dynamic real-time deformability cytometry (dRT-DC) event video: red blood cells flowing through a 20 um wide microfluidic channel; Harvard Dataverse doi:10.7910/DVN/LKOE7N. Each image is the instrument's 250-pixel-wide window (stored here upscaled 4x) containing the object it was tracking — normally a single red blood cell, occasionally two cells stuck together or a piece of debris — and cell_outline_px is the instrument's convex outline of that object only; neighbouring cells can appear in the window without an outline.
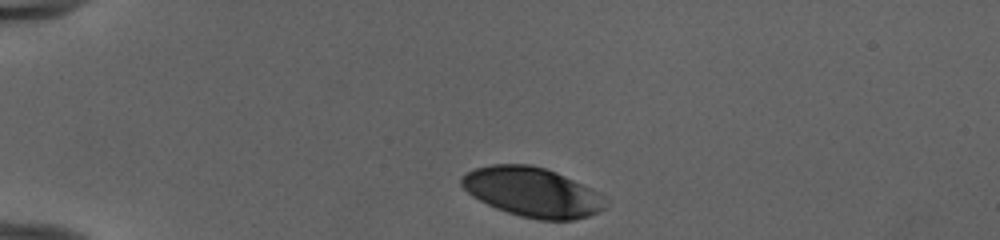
{"species": "human", "species_latin": "Homo sapiens", "temperature_condition": "cold", "stored_images_in_passage": 34, "camera_frame_rate_fps": 3000, "um_per_image_px": 0.085, "donor": {"sex": "female"}, "frame": {"image": 1, "passage_image": 1, "time_ms": 0.0, "image_size_px": [1000, 240], "cell_outline_px": [[604, 208], [600, 212], [588, 216], [572, 220], [536, 220], [520, 216], [496, 208], [472, 196], [460, 184], [460, 176], [476, 168], [492, 164], [528, 164], [544, 168], [556, 172], [596, 192]], "centroid_in_image_um": [45.16, 16.33], "position_along_channel_um": 39.8, "area_um2": 40.69}}
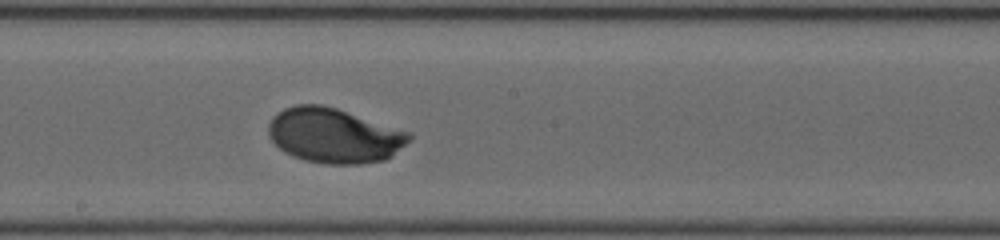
{"frame": {"image": 2, "passage_image": 19, "time_ms": 6.0, "image_size_px": [1000, 240], "cell_outline_px": [[412, 136], [392, 156], [384, 160], [360, 164], [324, 164], [304, 160], [292, 156], [284, 152], [268, 136], [268, 124], [272, 116], [284, 108], [296, 104], [320, 104], [336, 108], [412, 132]], "centroid_in_image_um": [28.37, 11.52], "position_along_channel_um": 219.8, "area_um2": 45.08}}
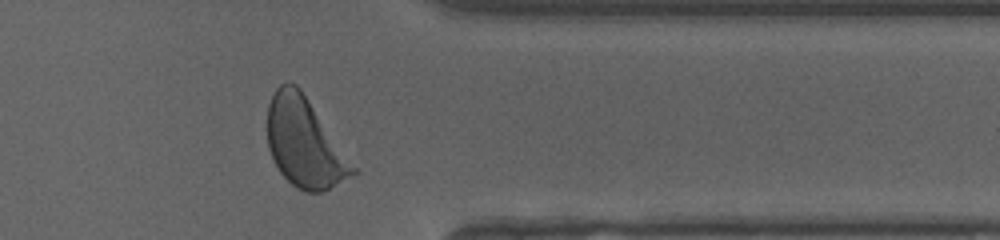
{"frame": {"image": 3, "passage_image": 32, "time_ms": 10.333, "image_size_px": [1000, 240], "cell_outline_px": [[356, 172], [328, 188], [320, 192], [304, 192], [296, 188], [280, 172], [268, 148], [268, 104], [276, 88], [280, 84], [288, 80], [296, 84], [300, 88], [356, 168]], "centroid_in_image_um": [25.84, 12.11], "position_along_channel_um": 385.6, "area_um2": 43.47}, "authors_computed_cell_mechanics": {"area_um2": 43.2055, "velocity_mm_per_s": 3.9426, "shape_relaxation_time_tau1_ms": 2.4362, "shape_relaxation_time_tau2_ms": null, "deformation_change_tau1": 0.157, "deformation_change_tau2": null}}